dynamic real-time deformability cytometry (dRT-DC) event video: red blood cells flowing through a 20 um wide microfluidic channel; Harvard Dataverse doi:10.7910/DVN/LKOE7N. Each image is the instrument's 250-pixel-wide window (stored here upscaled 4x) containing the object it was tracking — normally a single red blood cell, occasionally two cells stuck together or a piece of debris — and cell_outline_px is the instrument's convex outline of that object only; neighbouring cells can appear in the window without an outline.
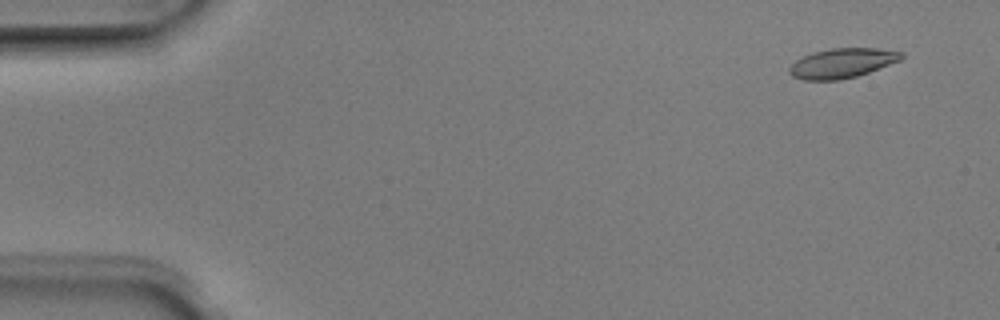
{"species": "Egyptian fruit bat (a non-hibernating species)", "species_latin": "Rousettus aegyptiacus", "temperature_condition": "room temperature", "stored_images_in_passage": 6, "camera_frame_rate_fps": 3000, "um_per_image_px": 0.085, "animal": {"sex": "male"}, "frame": {"image": 1, "passage_image": 1, "time_ms": 0.0, "image_size_px": [1000, 320], "cell_outline_px": [[904, 56], [900, 60], [868, 72], [856, 76], [840, 80], [804, 80], [792, 76], [788, 72], [788, 68], [796, 60], [812, 52], [832, 48], [876, 48], [904, 52]], "centroid_in_image_um": [71.56, 5.36], "position_along_channel_um": 13.4, "area_um2": 19.31}}
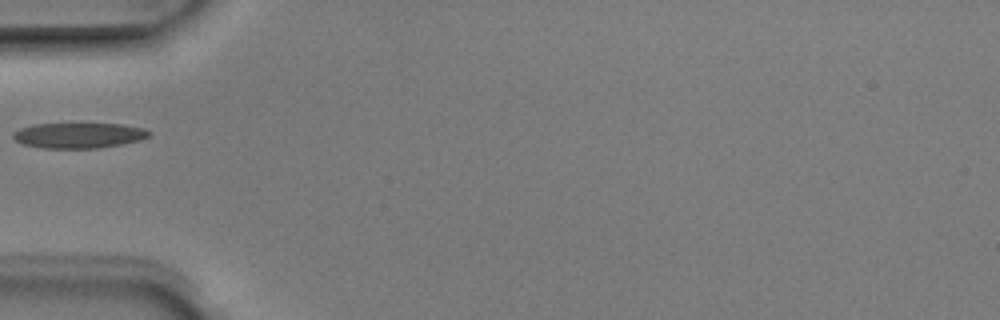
{"frame": {"image": 2, "passage_image": 5, "time_ms": 1.333, "image_size_px": [1000, 320], "cell_outline_px": [[152, 132], [148, 136], [140, 140], [100, 148], [44, 148], [24, 144], [16, 140], [12, 136], [12, 132], [20, 128], [32, 124], [120, 124], [144, 128]], "centroid_in_image_um": [6.68, 11.5], "position_along_channel_um": 78.3, "area_um2": 20.0}}
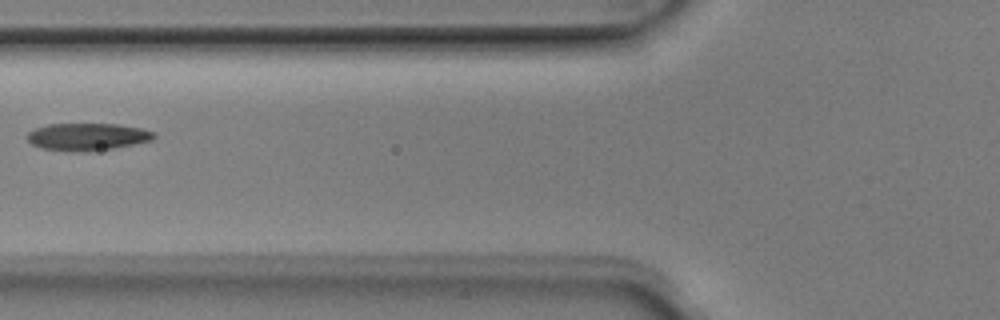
{"frame": {"image": 3, "passage_image": 6, "time_ms": 1.667, "image_size_px": [1000, 320], "cell_outline_px": [[156, 136], [152, 140], [112, 148], [40, 148], [32, 144], [28, 140], [28, 132], [36, 128], [48, 124], [116, 124], [140, 128], [156, 132]], "centroid_in_image_um": [7.47, 11.56], "position_along_channel_um": 118.3, "area_um2": 18.9}}